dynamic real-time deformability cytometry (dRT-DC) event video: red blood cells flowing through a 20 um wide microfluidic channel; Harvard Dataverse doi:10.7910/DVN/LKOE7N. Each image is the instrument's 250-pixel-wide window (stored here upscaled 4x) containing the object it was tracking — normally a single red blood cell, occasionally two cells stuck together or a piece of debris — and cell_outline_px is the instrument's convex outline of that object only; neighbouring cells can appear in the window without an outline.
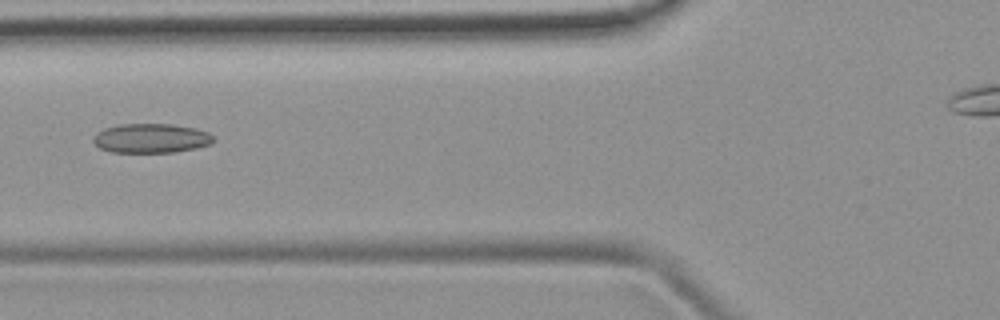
{"species": "common noctule bat (a hibernating species)", "species_latin": "Nyctalus noctula", "temperature_condition": "room temperature", "stored_images_in_passage": 2, "camera_frame_rate_fps": 3000, "um_per_image_px": 0.085, "animal": {"sex": "female", "body_mass_g": 19.9}, "frame": {"image": 1, "passage_image": 2, "time_ms": 1.0, "image_size_px": [1000, 320], "cell_outline_px": [[216, 140], [208, 144], [196, 148], [176, 152], [112, 152], [100, 148], [92, 140], [96, 132], [104, 128], [120, 124], [172, 124], [196, 128], [208, 132]], "centroid_in_image_um": [12.84, 11.75], "position_along_channel_um": 113.0, "area_um2": 20.58}}